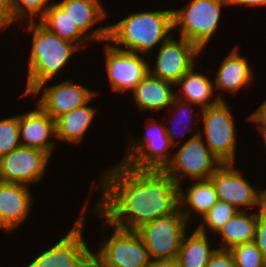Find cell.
<instances>
[{
	"label": "cell",
	"mask_w": 266,
	"mask_h": 267,
	"mask_svg": "<svg viewBox=\"0 0 266 267\" xmlns=\"http://www.w3.org/2000/svg\"><path fill=\"white\" fill-rule=\"evenodd\" d=\"M192 105V106H191ZM176 108L174 111L172 110V118H174L175 119V121L177 120L176 119V117H177V115L179 114L180 116L179 117H182L183 116V118H180L181 120L180 121H182V123H183V119L185 118L186 120H187V122H185V123H187L186 125H189L190 123H189V121H191V123L194 125H196L197 123H199L198 121L196 122L193 118H194V116H196V115H193L192 113H193V109L191 108V107H194V105L193 104H191L190 102H186V101H183V100H180V99H178V98H174V100H173V102H172V104H171V106H170V108ZM175 112V113H174ZM186 114H188V115H186ZM192 118V119H191ZM179 119V118H178ZM180 121L178 122V123H180ZM175 124H177V122H175ZM164 125V127L166 128V132H167V135H168V137H169V139H170V142H171V144L175 147V146H177L178 144H176L175 143V137H176V135H178L179 133H176V131H174V128L173 127H171V126H168L167 125V123H164L163 124ZM185 125V126H186ZM182 128V127H181ZM193 128H196V127H192L191 128V126H190V128L188 127L187 128V130L186 131H184L185 133H183L184 134V136L186 135V133L188 134H191V132H192V134H193V132H194V130L195 129H193ZM183 132V131H182ZM179 137V136H178Z\"/></svg>",
	"instance_id": "cell-31"
},
{
	"label": "cell",
	"mask_w": 266,
	"mask_h": 267,
	"mask_svg": "<svg viewBox=\"0 0 266 267\" xmlns=\"http://www.w3.org/2000/svg\"><path fill=\"white\" fill-rule=\"evenodd\" d=\"M238 210L231 204L218 201L200 220H203L196 227L199 231L206 233L209 230L215 235L219 232L222 226L231 219Z\"/></svg>",
	"instance_id": "cell-27"
},
{
	"label": "cell",
	"mask_w": 266,
	"mask_h": 267,
	"mask_svg": "<svg viewBox=\"0 0 266 267\" xmlns=\"http://www.w3.org/2000/svg\"><path fill=\"white\" fill-rule=\"evenodd\" d=\"M206 267H236V264L228 249H217Z\"/></svg>",
	"instance_id": "cell-33"
},
{
	"label": "cell",
	"mask_w": 266,
	"mask_h": 267,
	"mask_svg": "<svg viewBox=\"0 0 266 267\" xmlns=\"http://www.w3.org/2000/svg\"><path fill=\"white\" fill-rule=\"evenodd\" d=\"M89 102L55 120L56 139L68 144H79L85 138L97 113L96 107H91Z\"/></svg>",
	"instance_id": "cell-23"
},
{
	"label": "cell",
	"mask_w": 266,
	"mask_h": 267,
	"mask_svg": "<svg viewBox=\"0 0 266 267\" xmlns=\"http://www.w3.org/2000/svg\"><path fill=\"white\" fill-rule=\"evenodd\" d=\"M114 166L102 172L94 205L111 225L137 231L180 209L179 186L164 170L135 169L121 162Z\"/></svg>",
	"instance_id": "cell-1"
},
{
	"label": "cell",
	"mask_w": 266,
	"mask_h": 267,
	"mask_svg": "<svg viewBox=\"0 0 266 267\" xmlns=\"http://www.w3.org/2000/svg\"><path fill=\"white\" fill-rule=\"evenodd\" d=\"M19 132L21 146L46 152L52 157L57 146L55 120L38 104L35 109L19 114ZM51 138L53 140H49Z\"/></svg>",
	"instance_id": "cell-16"
},
{
	"label": "cell",
	"mask_w": 266,
	"mask_h": 267,
	"mask_svg": "<svg viewBox=\"0 0 266 267\" xmlns=\"http://www.w3.org/2000/svg\"><path fill=\"white\" fill-rule=\"evenodd\" d=\"M50 157L46 152L20 146L0 158V181L27 186L39 183L46 173Z\"/></svg>",
	"instance_id": "cell-15"
},
{
	"label": "cell",
	"mask_w": 266,
	"mask_h": 267,
	"mask_svg": "<svg viewBox=\"0 0 266 267\" xmlns=\"http://www.w3.org/2000/svg\"><path fill=\"white\" fill-rule=\"evenodd\" d=\"M261 209L249 212L238 211L231 219H229L219 230L216 236H220L221 244L218 249H230L231 247L252 242L255 236L256 223L258 213Z\"/></svg>",
	"instance_id": "cell-25"
},
{
	"label": "cell",
	"mask_w": 266,
	"mask_h": 267,
	"mask_svg": "<svg viewBox=\"0 0 266 267\" xmlns=\"http://www.w3.org/2000/svg\"><path fill=\"white\" fill-rule=\"evenodd\" d=\"M17 21L14 18L11 0H0V32Z\"/></svg>",
	"instance_id": "cell-34"
},
{
	"label": "cell",
	"mask_w": 266,
	"mask_h": 267,
	"mask_svg": "<svg viewBox=\"0 0 266 267\" xmlns=\"http://www.w3.org/2000/svg\"><path fill=\"white\" fill-rule=\"evenodd\" d=\"M200 130L189 139H185L182 146L172 153L171 161L163 169L178 186H182L187 178L200 180L210 179L214 172L222 165L206 145Z\"/></svg>",
	"instance_id": "cell-7"
},
{
	"label": "cell",
	"mask_w": 266,
	"mask_h": 267,
	"mask_svg": "<svg viewBox=\"0 0 266 267\" xmlns=\"http://www.w3.org/2000/svg\"><path fill=\"white\" fill-rule=\"evenodd\" d=\"M27 185L0 181V230L11 233L27 219L33 203Z\"/></svg>",
	"instance_id": "cell-17"
},
{
	"label": "cell",
	"mask_w": 266,
	"mask_h": 267,
	"mask_svg": "<svg viewBox=\"0 0 266 267\" xmlns=\"http://www.w3.org/2000/svg\"><path fill=\"white\" fill-rule=\"evenodd\" d=\"M81 267H99L98 261L92 256L84 265Z\"/></svg>",
	"instance_id": "cell-39"
},
{
	"label": "cell",
	"mask_w": 266,
	"mask_h": 267,
	"mask_svg": "<svg viewBox=\"0 0 266 267\" xmlns=\"http://www.w3.org/2000/svg\"><path fill=\"white\" fill-rule=\"evenodd\" d=\"M39 22L52 33L76 44L79 48L80 46L85 48L87 43L91 41L72 21L68 13L55 1L49 6Z\"/></svg>",
	"instance_id": "cell-26"
},
{
	"label": "cell",
	"mask_w": 266,
	"mask_h": 267,
	"mask_svg": "<svg viewBox=\"0 0 266 267\" xmlns=\"http://www.w3.org/2000/svg\"><path fill=\"white\" fill-rule=\"evenodd\" d=\"M253 113L264 123L266 124V99L264 100V102L259 105L258 108H256L255 111H253Z\"/></svg>",
	"instance_id": "cell-37"
},
{
	"label": "cell",
	"mask_w": 266,
	"mask_h": 267,
	"mask_svg": "<svg viewBox=\"0 0 266 267\" xmlns=\"http://www.w3.org/2000/svg\"><path fill=\"white\" fill-rule=\"evenodd\" d=\"M100 0H60L57 3L68 13L72 21L91 40L108 41L109 25H101L94 29L98 22L107 17ZM93 28V30H91Z\"/></svg>",
	"instance_id": "cell-18"
},
{
	"label": "cell",
	"mask_w": 266,
	"mask_h": 267,
	"mask_svg": "<svg viewBox=\"0 0 266 267\" xmlns=\"http://www.w3.org/2000/svg\"><path fill=\"white\" fill-rule=\"evenodd\" d=\"M93 209L94 214L101 216L103 220L101 231H106L108 226L114 230L110 238L102 239L99 251L92 252V256L101 267H150L154 263L138 231L111 225L95 208Z\"/></svg>",
	"instance_id": "cell-4"
},
{
	"label": "cell",
	"mask_w": 266,
	"mask_h": 267,
	"mask_svg": "<svg viewBox=\"0 0 266 267\" xmlns=\"http://www.w3.org/2000/svg\"><path fill=\"white\" fill-rule=\"evenodd\" d=\"M150 267H180L175 261L155 262Z\"/></svg>",
	"instance_id": "cell-38"
},
{
	"label": "cell",
	"mask_w": 266,
	"mask_h": 267,
	"mask_svg": "<svg viewBox=\"0 0 266 267\" xmlns=\"http://www.w3.org/2000/svg\"><path fill=\"white\" fill-rule=\"evenodd\" d=\"M105 71L113 92H132L148 74L150 64L135 52L117 49L110 42L104 44Z\"/></svg>",
	"instance_id": "cell-12"
},
{
	"label": "cell",
	"mask_w": 266,
	"mask_h": 267,
	"mask_svg": "<svg viewBox=\"0 0 266 267\" xmlns=\"http://www.w3.org/2000/svg\"><path fill=\"white\" fill-rule=\"evenodd\" d=\"M246 119L254 124H257L256 130H258L261 134L264 146H266V124H264L253 112Z\"/></svg>",
	"instance_id": "cell-36"
},
{
	"label": "cell",
	"mask_w": 266,
	"mask_h": 267,
	"mask_svg": "<svg viewBox=\"0 0 266 267\" xmlns=\"http://www.w3.org/2000/svg\"><path fill=\"white\" fill-rule=\"evenodd\" d=\"M234 164H222L210 177L215 185L218 200L233 205L238 211L262 209L266 206V189L260 190L250 184Z\"/></svg>",
	"instance_id": "cell-11"
},
{
	"label": "cell",
	"mask_w": 266,
	"mask_h": 267,
	"mask_svg": "<svg viewBox=\"0 0 266 267\" xmlns=\"http://www.w3.org/2000/svg\"><path fill=\"white\" fill-rule=\"evenodd\" d=\"M27 23V31L32 32V46L28 60L27 83L21 96L29 95L39 85H48L79 50L76 44L52 33L39 21Z\"/></svg>",
	"instance_id": "cell-3"
},
{
	"label": "cell",
	"mask_w": 266,
	"mask_h": 267,
	"mask_svg": "<svg viewBox=\"0 0 266 267\" xmlns=\"http://www.w3.org/2000/svg\"><path fill=\"white\" fill-rule=\"evenodd\" d=\"M188 224L179 209L175 214L157 218L137 230L154 263L176 261Z\"/></svg>",
	"instance_id": "cell-9"
},
{
	"label": "cell",
	"mask_w": 266,
	"mask_h": 267,
	"mask_svg": "<svg viewBox=\"0 0 266 267\" xmlns=\"http://www.w3.org/2000/svg\"><path fill=\"white\" fill-rule=\"evenodd\" d=\"M88 201V199L85 201L80 216L67 234L60 237L55 245H51L47 250L39 253L24 267H81L92 257L93 251L83 237L87 213L85 204L87 206Z\"/></svg>",
	"instance_id": "cell-10"
},
{
	"label": "cell",
	"mask_w": 266,
	"mask_h": 267,
	"mask_svg": "<svg viewBox=\"0 0 266 267\" xmlns=\"http://www.w3.org/2000/svg\"><path fill=\"white\" fill-rule=\"evenodd\" d=\"M172 31L173 9L136 11L109 25L108 42L117 49L150 56L157 45L172 36Z\"/></svg>",
	"instance_id": "cell-2"
},
{
	"label": "cell",
	"mask_w": 266,
	"mask_h": 267,
	"mask_svg": "<svg viewBox=\"0 0 266 267\" xmlns=\"http://www.w3.org/2000/svg\"><path fill=\"white\" fill-rule=\"evenodd\" d=\"M182 187L179 186L180 211L188 223L193 212L202 218L219 201L211 179L195 180L189 188Z\"/></svg>",
	"instance_id": "cell-22"
},
{
	"label": "cell",
	"mask_w": 266,
	"mask_h": 267,
	"mask_svg": "<svg viewBox=\"0 0 266 267\" xmlns=\"http://www.w3.org/2000/svg\"><path fill=\"white\" fill-rule=\"evenodd\" d=\"M42 91V92H41ZM42 93V94H41ZM99 92L73 80L65 79L54 85H39L28 96H39L37 104L53 119L90 102Z\"/></svg>",
	"instance_id": "cell-13"
},
{
	"label": "cell",
	"mask_w": 266,
	"mask_h": 267,
	"mask_svg": "<svg viewBox=\"0 0 266 267\" xmlns=\"http://www.w3.org/2000/svg\"><path fill=\"white\" fill-rule=\"evenodd\" d=\"M230 6L234 5L236 6H244L246 7H260V6H266V0H229Z\"/></svg>",
	"instance_id": "cell-35"
},
{
	"label": "cell",
	"mask_w": 266,
	"mask_h": 267,
	"mask_svg": "<svg viewBox=\"0 0 266 267\" xmlns=\"http://www.w3.org/2000/svg\"><path fill=\"white\" fill-rule=\"evenodd\" d=\"M215 78L214 89L217 91H228L230 94H236L238 91L249 87L255 79L253 69L249 65L248 58L242 56L238 45L222 59Z\"/></svg>",
	"instance_id": "cell-19"
},
{
	"label": "cell",
	"mask_w": 266,
	"mask_h": 267,
	"mask_svg": "<svg viewBox=\"0 0 266 267\" xmlns=\"http://www.w3.org/2000/svg\"><path fill=\"white\" fill-rule=\"evenodd\" d=\"M52 0H11L15 20L39 21L52 4ZM50 2V3H49Z\"/></svg>",
	"instance_id": "cell-28"
},
{
	"label": "cell",
	"mask_w": 266,
	"mask_h": 267,
	"mask_svg": "<svg viewBox=\"0 0 266 267\" xmlns=\"http://www.w3.org/2000/svg\"><path fill=\"white\" fill-rule=\"evenodd\" d=\"M195 68H197L196 65L175 83V87H178L177 92L175 91V97L198 105L200 111L217 104L220 100H225L222 94H214L215 89L212 80L206 74L196 72ZM214 95L216 97L212 100Z\"/></svg>",
	"instance_id": "cell-21"
},
{
	"label": "cell",
	"mask_w": 266,
	"mask_h": 267,
	"mask_svg": "<svg viewBox=\"0 0 266 267\" xmlns=\"http://www.w3.org/2000/svg\"><path fill=\"white\" fill-rule=\"evenodd\" d=\"M172 87H175V84L162 80L148 72L131 92L133 103L137 106L136 108L139 112H159L165 108L171 111L169 107L175 98V92Z\"/></svg>",
	"instance_id": "cell-20"
},
{
	"label": "cell",
	"mask_w": 266,
	"mask_h": 267,
	"mask_svg": "<svg viewBox=\"0 0 266 267\" xmlns=\"http://www.w3.org/2000/svg\"><path fill=\"white\" fill-rule=\"evenodd\" d=\"M225 100L200 111L202 130L200 135L212 154L222 164L236 163V124L231 107ZM203 134V135H202Z\"/></svg>",
	"instance_id": "cell-6"
},
{
	"label": "cell",
	"mask_w": 266,
	"mask_h": 267,
	"mask_svg": "<svg viewBox=\"0 0 266 267\" xmlns=\"http://www.w3.org/2000/svg\"><path fill=\"white\" fill-rule=\"evenodd\" d=\"M190 234L184 233L175 262L180 267H206L218 248L213 247L208 233L195 228Z\"/></svg>",
	"instance_id": "cell-24"
},
{
	"label": "cell",
	"mask_w": 266,
	"mask_h": 267,
	"mask_svg": "<svg viewBox=\"0 0 266 267\" xmlns=\"http://www.w3.org/2000/svg\"><path fill=\"white\" fill-rule=\"evenodd\" d=\"M20 146L19 115L0 119V158Z\"/></svg>",
	"instance_id": "cell-30"
},
{
	"label": "cell",
	"mask_w": 266,
	"mask_h": 267,
	"mask_svg": "<svg viewBox=\"0 0 266 267\" xmlns=\"http://www.w3.org/2000/svg\"><path fill=\"white\" fill-rule=\"evenodd\" d=\"M253 242L262 251L264 257L266 258V206L258 213Z\"/></svg>",
	"instance_id": "cell-32"
},
{
	"label": "cell",
	"mask_w": 266,
	"mask_h": 267,
	"mask_svg": "<svg viewBox=\"0 0 266 267\" xmlns=\"http://www.w3.org/2000/svg\"><path fill=\"white\" fill-rule=\"evenodd\" d=\"M151 122L144 127L146 130L141 139L128 140L121 163L135 169L163 170L171 161L170 150L174 146L170 142L166 128L156 118L151 119Z\"/></svg>",
	"instance_id": "cell-8"
},
{
	"label": "cell",
	"mask_w": 266,
	"mask_h": 267,
	"mask_svg": "<svg viewBox=\"0 0 266 267\" xmlns=\"http://www.w3.org/2000/svg\"><path fill=\"white\" fill-rule=\"evenodd\" d=\"M204 53L197 45L182 37L172 36L164 41L157 52L154 68L149 67V72L175 84L195 63V58Z\"/></svg>",
	"instance_id": "cell-14"
},
{
	"label": "cell",
	"mask_w": 266,
	"mask_h": 267,
	"mask_svg": "<svg viewBox=\"0 0 266 267\" xmlns=\"http://www.w3.org/2000/svg\"><path fill=\"white\" fill-rule=\"evenodd\" d=\"M229 251L233 255L236 267H266V258L253 241L237 244Z\"/></svg>",
	"instance_id": "cell-29"
},
{
	"label": "cell",
	"mask_w": 266,
	"mask_h": 267,
	"mask_svg": "<svg viewBox=\"0 0 266 267\" xmlns=\"http://www.w3.org/2000/svg\"><path fill=\"white\" fill-rule=\"evenodd\" d=\"M225 6H230L229 0H191L182 8L173 9L174 30L203 51L220 26Z\"/></svg>",
	"instance_id": "cell-5"
}]
</instances>
